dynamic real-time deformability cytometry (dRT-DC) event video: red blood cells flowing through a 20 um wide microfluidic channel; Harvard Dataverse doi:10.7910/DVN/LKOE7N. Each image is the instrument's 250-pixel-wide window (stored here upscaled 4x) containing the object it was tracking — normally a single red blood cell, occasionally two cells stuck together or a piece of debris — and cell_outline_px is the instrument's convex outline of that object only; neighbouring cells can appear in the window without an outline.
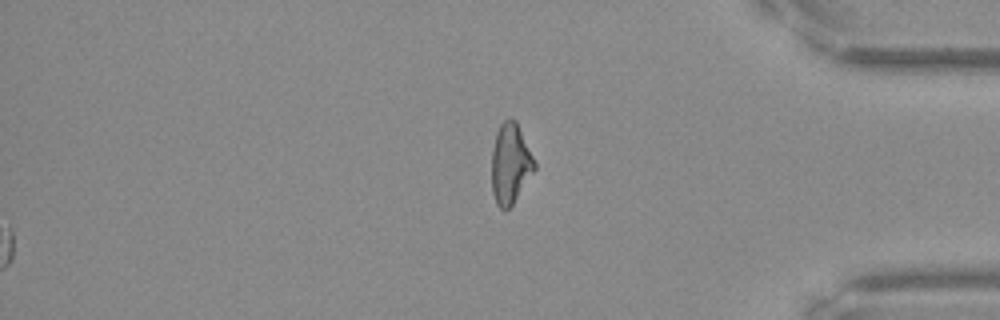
{"species": "Egyptian fruit bat (a non-hibernating species)", "species_latin": "Rousettus aegyptiacus", "temperature_condition": "warm", "stored_images_in_passage": 48, "camera_frame_rate_fps": 3000, "um_per_image_px": 0.085, "frame": {"image": 1, "passage_image": 48, "time_ms": 15.667, "image_size_px": [1000, 320], "cell_outline_px": [[536, 168], [512, 204], [508, 208], [500, 208], [496, 204], [492, 192], [492, 148], [496, 132], [500, 124], [504, 120], [516, 120], [536, 164]], "centroid_in_image_um": [43.36, 13.9], "position_along_channel_um": 391.8, "area_um2": 19.71}}